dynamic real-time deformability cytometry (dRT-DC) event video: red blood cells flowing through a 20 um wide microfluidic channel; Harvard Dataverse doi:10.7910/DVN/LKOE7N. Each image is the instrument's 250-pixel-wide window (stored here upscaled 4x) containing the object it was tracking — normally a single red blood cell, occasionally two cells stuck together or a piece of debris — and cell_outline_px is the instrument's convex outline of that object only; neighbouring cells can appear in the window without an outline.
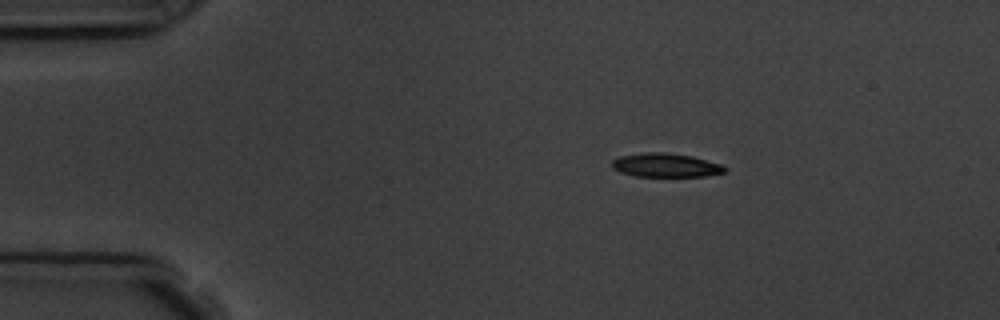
{"species": "common noctule bat (a hibernating species)", "species_latin": "Nyctalus noctula", "temperature_condition": "room temperature", "stored_images_in_passage": 13, "camera_frame_rate_fps": 3000, "um_per_image_px": 0.085, "animal": {"sex": "male", "body_mass_g": 19.5, "forearm_length_mm": 54.6}, "frame": {"image": 1, "passage_image": 1, "time_ms": 0.0, "image_size_px": [1000, 320], "cell_outline_px": [[728, 168], [724, 172], [704, 176], [636, 176], [620, 172], [612, 168], [612, 160], [620, 156], [648, 152], [664, 152], [692, 156], [724, 164]], "centroid_in_image_um": [56.61, 14.04], "position_along_channel_um": 28.4, "area_um2": 15.66}}
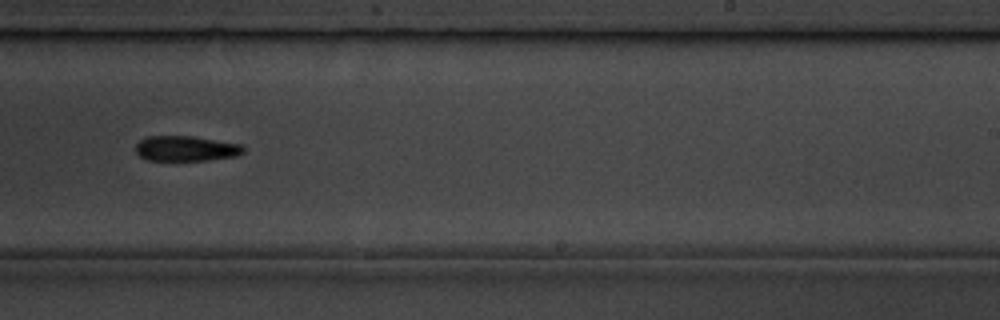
{"frame": {"image": 2, "passage_image": 8, "time_ms": 8.0, "image_size_px": [1000, 320], "cell_outline_px": [[244, 152], [236, 156], [208, 160], [148, 160], [140, 156], [136, 152], [136, 144], [144, 136], [192, 136], [244, 144]], "centroid_in_image_um": [15.82, 12.61], "position_along_channel_um": 273.2, "area_um2": 15.95}}
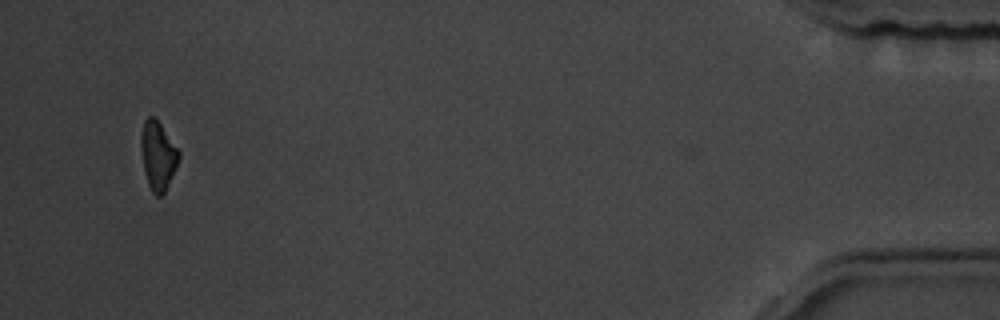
{"frame": {"image": 3, "passage_image": 13, "time_ms": 14.0, "image_size_px": [1000, 320], "cell_outline_px": [[180, 156], [164, 192], [160, 196], [156, 196], [152, 192], [148, 184], [144, 172], [140, 144], [140, 136], [144, 120], [148, 116], [156, 116], [180, 152]], "centroid_in_image_um": [13.4, 13.16], "position_along_channel_um": 421.8, "area_um2": 15.09}, "authors_computed_cell_mechanics": {"area_um2": 16.5308, "velocity_mm_per_s": 3.8219, "shape_relaxation_time_tau1_ms": 2.2149, "shape_relaxation_time_tau2_ms": null, "deformation_change_tau1": 0.1333, "deformation_change_tau2": null}}